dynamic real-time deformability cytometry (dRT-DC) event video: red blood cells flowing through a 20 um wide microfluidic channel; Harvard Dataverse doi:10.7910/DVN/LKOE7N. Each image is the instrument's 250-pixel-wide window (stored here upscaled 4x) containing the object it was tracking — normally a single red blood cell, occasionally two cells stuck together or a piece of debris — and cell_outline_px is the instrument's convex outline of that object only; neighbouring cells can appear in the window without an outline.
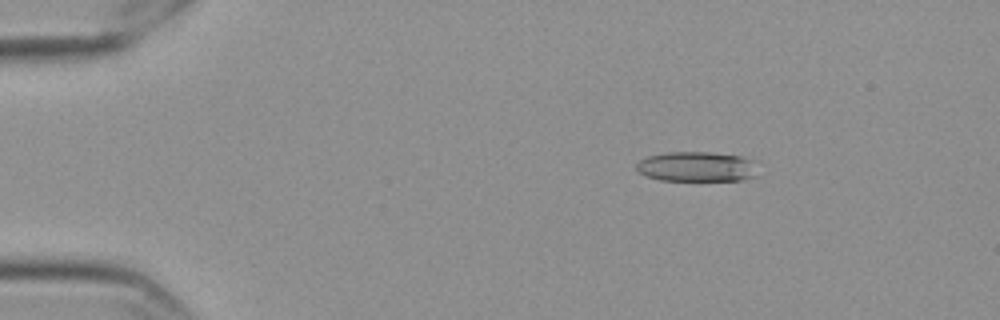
{"species": "Egyptian fruit bat (a non-hibernating species)", "species_latin": "Rousettus aegyptiacus", "temperature_condition": "cold", "stored_images_in_passage": 58, "camera_frame_rate_fps": 3000, "um_per_image_px": 0.085, "frame": {"image": 1, "passage_image": 10, "time_ms": 3.0, "image_size_px": [1000, 320], "cell_outline_px": [[756, 160], [752, 176], [740, 180], [660, 180], [648, 176], [640, 172], [636, 168], [636, 164], [640, 160], [648, 156], [668, 152], [712, 152], [740, 156]], "centroid_in_image_um": [59.2, 14.15], "position_along_channel_um": 25.8, "area_um2": 20.92}}
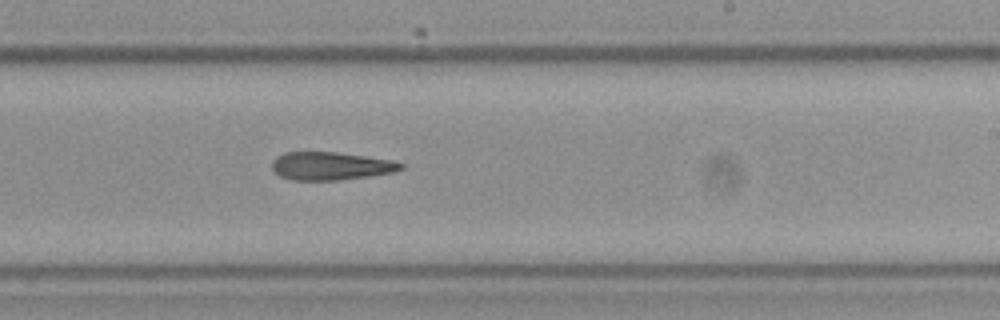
{"frame": {"image": 2, "passage_image": 36, "time_ms": 11.667, "image_size_px": [1000, 320], "cell_outline_px": [[404, 168], [392, 172], [368, 176], [340, 180], [292, 180], [280, 176], [272, 168], [272, 160], [276, 156], [284, 152], [336, 152], [392, 160], [404, 164]], "centroid_in_image_um": [28.09, 14.1], "position_along_channel_um": 260.9, "area_um2": 20.98}}
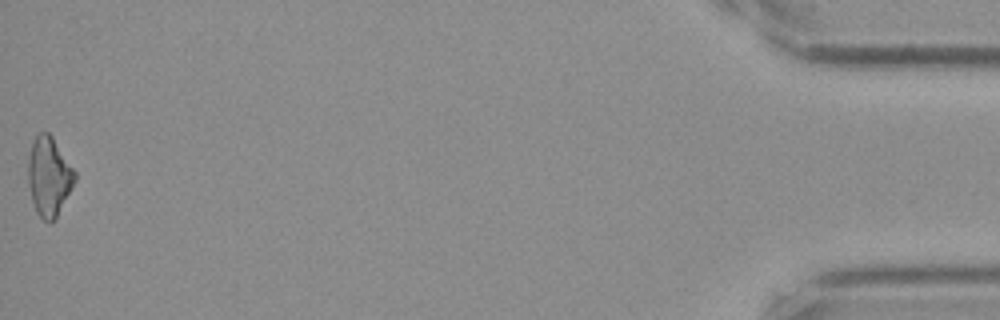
{"frame": {"image": 3, "passage_image": 58, "time_ms": 19.0, "image_size_px": [1000, 320], "cell_outline_px": [[76, 180], [56, 216], [52, 220], [44, 220], [36, 212], [32, 200], [28, 184], [28, 156], [32, 140], [40, 132], [48, 132], [52, 136], [76, 172]], "centroid_in_image_um": [4.15, 14.95], "position_along_channel_um": 431.1, "area_um2": 21.27}}